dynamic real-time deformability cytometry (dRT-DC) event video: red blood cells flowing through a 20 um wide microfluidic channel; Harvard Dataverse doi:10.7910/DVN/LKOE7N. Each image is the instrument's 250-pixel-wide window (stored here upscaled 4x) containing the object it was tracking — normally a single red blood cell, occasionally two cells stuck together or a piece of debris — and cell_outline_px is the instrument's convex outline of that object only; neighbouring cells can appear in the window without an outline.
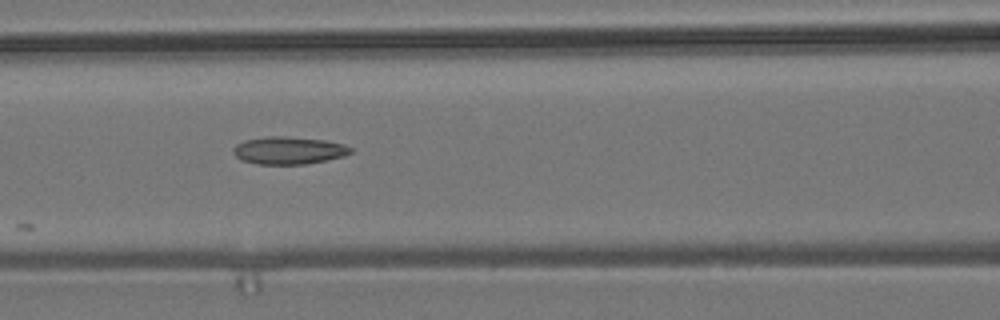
{"species": "common noctule bat (a hibernating species)", "species_latin": "Nyctalus noctula", "temperature_condition": "room temperature", "stored_images_in_passage": 8, "camera_frame_rate_fps": 3000, "um_per_image_px": 0.085, "animal": {"sex": "male", "body_mass_g": 19.2, "forearm_length_mm": 51.8}, "frame": {"image": 1, "passage_image": 4, "time_ms": 5.0, "image_size_px": [1000, 320], "cell_outline_px": [[352, 152], [344, 156], [304, 164], [256, 164], [240, 160], [232, 152], [232, 148], [236, 144], [244, 140], [264, 136], [284, 136], [324, 140], [344, 144], [352, 148]], "centroid_in_image_um": [24.49, 12.78], "position_along_channel_um": 142.1, "area_um2": 18.9}}
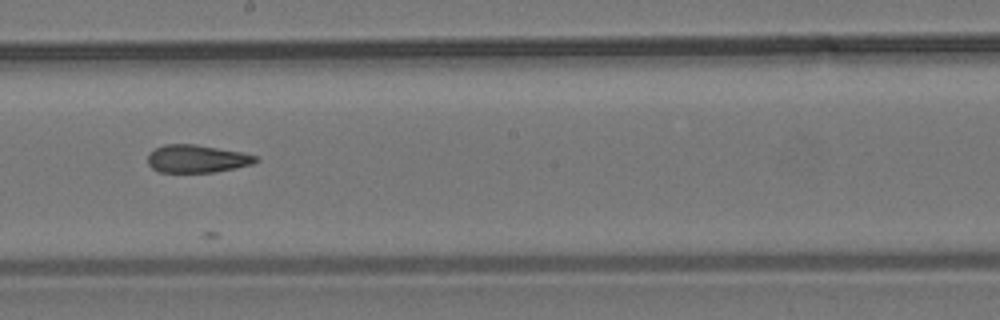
{"frame": {"image": 2, "passage_image": 6, "time_ms": 7.333, "image_size_px": [1000, 320], "cell_outline_px": [[260, 160], [252, 164], [236, 168], [216, 172], [160, 172], [152, 168], [148, 164], [148, 152], [164, 144], [196, 144], [240, 152], [256, 156]], "centroid_in_image_um": [16.72, 13.49], "position_along_channel_um": 231.5, "area_um2": 17.51}}
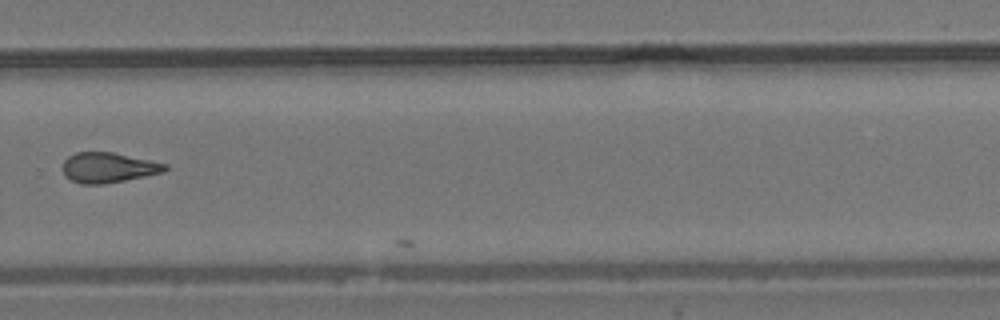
{"frame": {"image": 3, "passage_image": 8, "time_ms": 9.667, "image_size_px": [1000, 320], "cell_outline_px": [[168, 168], [164, 172], [104, 184], [80, 184], [64, 176], [60, 168], [64, 160], [68, 156], [76, 152], [112, 152], [168, 164]], "centroid_in_image_um": [9.15, 14.24], "position_along_channel_um": 320.6, "area_um2": 18.09}}